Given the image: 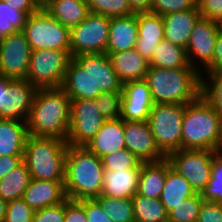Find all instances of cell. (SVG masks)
Segmentation results:
<instances>
[{
    "mask_svg": "<svg viewBox=\"0 0 222 222\" xmlns=\"http://www.w3.org/2000/svg\"><path fill=\"white\" fill-rule=\"evenodd\" d=\"M71 99L61 87L38 88L27 120L28 135L67 140Z\"/></svg>",
    "mask_w": 222,
    "mask_h": 222,
    "instance_id": "obj_1",
    "label": "cell"
},
{
    "mask_svg": "<svg viewBox=\"0 0 222 222\" xmlns=\"http://www.w3.org/2000/svg\"><path fill=\"white\" fill-rule=\"evenodd\" d=\"M202 74L195 67L166 69L149 66L145 80L154 104L186 105L202 95Z\"/></svg>",
    "mask_w": 222,
    "mask_h": 222,
    "instance_id": "obj_2",
    "label": "cell"
},
{
    "mask_svg": "<svg viewBox=\"0 0 222 222\" xmlns=\"http://www.w3.org/2000/svg\"><path fill=\"white\" fill-rule=\"evenodd\" d=\"M104 167L102 159L84 146L67 147L64 187L68 199H95L102 193Z\"/></svg>",
    "mask_w": 222,
    "mask_h": 222,
    "instance_id": "obj_3",
    "label": "cell"
},
{
    "mask_svg": "<svg viewBox=\"0 0 222 222\" xmlns=\"http://www.w3.org/2000/svg\"><path fill=\"white\" fill-rule=\"evenodd\" d=\"M222 118L201 95L186 104L182 122V149L214 151L220 137Z\"/></svg>",
    "mask_w": 222,
    "mask_h": 222,
    "instance_id": "obj_4",
    "label": "cell"
},
{
    "mask_svg": "<svg viewBox=\"0 0 222 222\" xmlns=\"http://www.w3.org/2000/svg\"><path fill=\"white\" fill-rule=\"evenodd\" d=\"M66 140L53 137H27L23 161L32 179L64 181Z\"/></svg>",
    "mask_w": 222,
    "mask_h": 222,
    "instance_id": "obj_5",
    "label": "cell"
},
{
    "mask_svg": "<svg viewBox=\"0 0 222 222\" xmlns=\"http://www.w3.org/2000/svg\"><path fill=\"white\" fill-rule=\"evenodd\" d=\"M185 105L154 104L148 123L160 151L167 157L182 149V122Z\"/></svg>",
    "mask_w": 222,
    "mask_h": 222,
    "instance_id": "obj_6",
    "label": "cell"
},
{
    "mask_svg": "<svg viewBox=\"0 0 222 222\" xmlns=\"http://www.w3.org/2000/svg\"><path fill=\"white\" fill-rule=\"evenodd\" d=\"M36 50H70V29L59 23L44 7L27 17L22 30Z\"/></svg>",
    "mask_w": 222,
    "mask_h": 222,
    "instance_id": "obj_7",
    "label": "cell"
},
{
    "mask_svg": "<svg viewBox=\"0 0 222 222\" xmlns=\"http://www.w3.org/2000/svg\"><path fill=\"white\" fill-rule=\"evenodd\" d=\"M71 59L70 50L32 51L26 79L37 88L61 87Z\"/></svg>",
    "mask_w": 222,
    "mask_h": 222,
    "instance_id": "obj_8",
    "label": "cell"
},
{
    "mask_svg": "<svg viewBox=\"0 0 222 222\" xmlns=\"http://www.w3.org/2000/svg\"><path fill=\"white\" fill-rule=\"evenodd\" d=\"M110 17L89 13L76 27L70 29V54L106 53Z\"/></svg>",
    "mask_w": 222,
    "mask_h": 222,
    "instance_id": "obj_9",
    "label": "cell"
},
{
    "mask_svg": "<svg viewBox=\"0 0 222 222\" xmlns=\"http://www.w3.org/2000/svg\"><path fill=\"white\" fill-rule=\"evenodd\" d=\"M214 151L180 149L166 158L171 167L183 176L196 193L204 190L211 176Z\"/></svg>",
    "mask_w": 222,
    "mask_h": 222,
    "instance_id": "obj_10",
    "label": "cell"
},
{
    "mask_svg": "<svg viewBox=\"0 0 222 222\" xmlns=\"http://www.w3.org/2000/svg\"><path fill=\"white\" fill-rule=\"evenodd\" d=\"M37 89L27 79L0 76V118L27 122Z\"/></svg>",
    "mask_w": 222,
    "mask_h": 222,
    "instance_id": "obj_11",
    "label": "cell"
},
{
    "mask_svg": "<svg viewBox=\"0 0 222 222\" xmlns=\"http://www.w3.org/2000/svg\"><path fill=\"white\" fill-rule=\"evenodd\" d=\"M105 121L94 99H71L67 144L85 146Z\"/></svg>",
    "mask_w": 222,
    "mask_h": 222,
    "instance_id": "obj_12",
    "label": "cell"
},
{
    "mask_svg": "<svg viewBox=\"0 0 222 222\" xmlns=\"http://www.w3.org/2000/svg\"><path fill=\"white\" fill-rule=\"evenodd\" d=\"M31 46L23 31H17L0 41V76L9 79H26Z\"/></svg>",
    "mask_w": 222,
    "mask_h": 222,
    "instance_id": "obj_13",
    "label": "cell"
},
{
    "mask_svg": "<svg viewBox=\"0 0 222 222\" xmlns=\"http://www.w3.org/2000/svg\"><path fill=\"white\" fill-rule=\"evenodd\" d=\"M61 88L70 99H95L102 93L91 77V54L77 55L71 59Z\"/></svg>",
    "mask_w": 222,
    "mask_h": 222,
    "instance_id": "obj_14",
    "label": "cell"
},
{
    "mask_svg": "<svg viewBox=\"0 0 222 222\" xmlns=\"http://www.w3.org/2000/svg\"><path fill=\"white\" fill-rule=\"evenodd\" d=\"M222 24L208 19L200 18L194 25L190 34V40L186 47L189 64L198 70L196 62L205 68L211 61L214 53V46ZM199 60L195 62V59Z\"/></svg>",
    "mask_w": 222,
    "mask_h": 222,
    "instance_id": "obj_15",
    "label": "cell"
},
{
    "mask_svg": "<svg viewBox=\"0 0 222 222\" xmlns=\"http://www.w3.org/2000/svg\"><path fill=\"white\" fill-rule=\"evenodd\" d=\"M124 136L126 149L141 162H156L166 156L160 151L148 121H125Z\"/></svg>",
    "mask_w": 222,
    "mask_h": 222,
    "instance_id": "obj_16",
    "label": "cell"
},
{
    "mask_svg": "<svg viewBox=\"0 0 222 222\" xmlns=\"http://www.w3.org/2000/svg\"><path fill=\"white\" fill-rule=\"evenodd\" d=\"M120 118L125 121H148L154 106L148 82L145 79L122 84Z\"/></svg>",
    "mask_w": 222,
    "mask_h": 222,
    "instance_id": "obj_17",
    "label": "cell"
},
{
    "mask_svg": "<svg viewBox=\"0 0 222 222\" xmlns=\"http://www.w3.org/2000/svg\"><path fill=\"white\" fill-rule=\"evenodd\" d=\"M22 199L34 211L60 204L67 199L64 181L31 179Z\"/></svg>",
    "mask_w": 222,
    "mask_h": 222,
    "instance_id": "obj_18",
    "label": "cell"
},
{
    "mask_svg": "<svg viewBox=\"0 0 222 222\" xmlns=\"http://www.w3.org/2000/svg\"><path fill=\"white\" fill-rule=\"evenodd\" d=\"M84 147L100 158L126 148L124 120L121 118L106 120L100 130Z\"/></svg>",
    "mask_w": 222,
    "mask_h": 222,
    "instance_id": "obj_19",
    "label": "cell"
},
{
    "mask_svg": "<svg viewBox=\"0 0 222 222\" xmlns=\"http://www.w3.org/2000/svg\"><path fill=\"white\" fill-rule=\"evenodd\" d=\"M138 39L135 49L150 61L158 44L164 39L163 17L153 13H137Z\"/></svg>",
    "mask_w": 222,
    "mask_h": 222,
    "instance_id": "obj_20",
    "label": "cell"
},
{
    "mask_svg": "<svg viewBox=\"0 0 222 222\" xmlns=\"http://www.w3.org/2000/svg\"><path fill=\"white\" fill-rule=\"evenodd\" d=\"M137 39V14L110 18L106 53L135 49Z\"/></svg>",
    "mask_w": 222,
    "mask_h": 222,
    "instance_id": "obj_21",
    "label": "cell"
},
{
    "mask_svg": "<svg viewBox=\"0 0 222 222\" xmlns=\"http://www.w3.org/2000/svg\"><path fill=\"white\" fill-rule=\"evenodd\" d=\"M162 17L164 22V38L186 49L191 31L201 18L198 8L174 12Z\"/></svg>",
    "mask_w": 222,
    "mask_h": 222,
    "instance_id": "obj_22",
    "label": "cell"
},
{
    "mask_svg": "<svg viewBox=\"0 0 222 222\" xmlns=\"http://www.w3.org/2000/svg\"><path fill=\"white\" fill-rule=\"evenodd\" d=\"M106 54L122 84L145 79L149 61L142 57L136 49Z\"/></svg>",
    "mask_w": 222,
    "mask_h": 222,
    "instance_id": "obj_23",
    "label": "cell"
},
{
    "mask_svg": "<svg viewBox=\"0 0 222 222\" xmlns=\"http://www.w3.org/2000/svg\"><path fill=\"white\" fill-rule=\"evenodd\" d=\"M140 172L141 169L104 170L101 195L116 199L132 198L137 192Z\"/></svg>",
    "mask_w": 222,
    "mask_h": 222,
    "instance_id": "obj_24",
    "label": "cell"
},
{
    "mask_svg": "<svg viewBox=\"0 0 222 222\" xmlns=\"http://www.w3.org/2000/svg\"><path fill=\"white\" fill-rule=\"evenodd\" d=\"M168 171L167 158L156 162H143L136 194L150 199H160Z\"/></svg>",
    "mask_w": 222,
    "mask_h": 222,
    "instance_id": "obj_25",
    "label": "cell"
},
{
    "mask_svg": "<svg viewBox=\"0 0 222 222\" xmlns=\"http://www.w3.org/2000/svg\"><path fill=\"white\" fill-rule=\"evenodd\" d=\"M28 136L26 121L0 118V157L24 156Z\"/></svg>",
    "mask_w": 222,
    "mask_h": 222,
    "instance_id": "obj_26",
    "label": "cell"
},
{
    "mask_svg": "<svg viewBox=\"0 0 222 222\" xmlns=\"http://www.w3.org/2000/svg\"><path fill=\"white\" fill-rule=\"evenodd\" d=\"M43 7L69 29L76 27L90 13L87 0H50Z\"/></svg>",
    "mask_w": 222,
    "mask_h": 222,
    "instance_id": "obj_27",
    "label": "cell"
},
{
    "mask_svg": "<svg viewBox=\"0 0 222 222\" xmlns=\"http://www.w3.org/2000/svg\"><path fill=\"white\" fill-rule=\"evenodd\" d=\"M195 193L190 183L176 172L169 162V171L167 172L164 188L160 196V201L166 208V211H171Z\"/></svg>",
    "mask_w": 222,
    "mask_h": 222,
    "instance_id": "obj_28",
    "label": "cell"
},
{
    "mask_svg": "<svg viewBox=\"0 0 222 222\" xmlns=\"http://www.w3.org/2000/svg\"><path fill=\"white\" fill-rule=\"evenodd\" d=\"M91 77L101 92L122 91V83L106 53L91 54Z\"/></svg>",
    "mask_w": 222,
    "mask_h": 222,
    "instance_id": "obj_29",
    "label": "cell"
},
{
    "mask_svg": "<svg viewBox=\"0 0 222 222\" xmlns=\"http://www.w3.org/2000/svg\"><path fill=\"white\" fill-rule=\"evenodd\" d=\"M149 66L166 69L193 67L189 64L185 48L173 44L165 38L154 50Z\"/></svg>",
    "mask_w": 222,
    "mask_h": 222,
    "instance_id": "obj_30",
    "label": "cell"
},
{
    "mask_svg": "<svg viewBox=\"0 0 222 222\" xmlns=\"http://www.w3.org/2000/svg\"><path fill=\"white\" fill-rule=\"evenodd\" d=\"M31 179L30 171L23 161L0 179V197L7 203L21 199Z\"/></svg>",
    "mask_w": 222,
    "mask_h": 222,
    "instance_id": "obj_31",
    "label": "cell"
},
{
    "mask_svg": "<svg viewBox=\"0 0 222 222\" xmlns=\"http://www.w3.org/2000/svg\"><path fill=\"white\" fill-rule=\"evenodd\" d=\"M135 222H167L168 212L160 199L135 194L132 198Z\"/></svg>",
    "mask_w": 222,
    "mask_h": 222,
    "instance_id": "obj_32",
    "label": "cell"
},
{
    "mask_svg": "<svg viewBox=\"0 0 222 222\" xmlns=\"http://www.w3.org/2000/svg\"><path fill=\"white\" fill-rule=\"evenodd\" d=\"M95 200L113 222H135L132 199H116L100 195Z\"/></svg>",
    "mask_w": 222,
    "mask_h": 222,
    "instance_id": "obj_33",
    "label": "cell"
},
{
    "mask_svg": "<svg viewBox=\"0 0 222 222\" xmlns=\"http://www.w3.org/2000/svg\"><path fill=\"white\" fill-rule=\"evenodd\" d=\"M28 15L0 0V41L17 31H22Z\"/></svg>",
    "mask_w": 222,
    "mask_h": 222,
    "instance_id": "obj_34",
    "label": "cell"
},
{
    "mask_svg": "<svg viewBox=\"0 0 222 222\" xmlns=\"http://www.w3.org/2000/svg\"><path fill=\"white\" fill-rule=\"evenodd\" d=\"M200 193H195L168 212L169 222H197L203 203Z\"/></svg>",
    "mask_w": 222,
    "mask_h": 222,
    "instance_id": "obj_35",
    "label": "cell"
},
{
    "mask_svg": "<svg viewBox=\"0 0 222 222\" xmlns=\"http://www.w3.org/2000/svg\"><path fill=\"white\" fill-rule=\"evenodd\" d=\"M202 199L208 202L222 203V153L214 151L211 176L201 192Z\"/></svg>",
    "mask_w": 222,
    "mask_h": 222,
    "instance_id": "obj_36",
    "label": "cell"
},
{
    "mask_svg": "<svg viewBox=\"0 0 222 222\" xmlns=\"http://www.w3.org/2000/svg\"><path fill=\"white\" fill-rule=\"evenodd\" d=\"M206 74L207 80L202 77V95L222 118V70Z\"/></svg>",
    "mask_w": 222,
    "mask_h": 222,
    "instance_id": "obj_37",
    "label": "cell"
},
{
    "mask_svg": "<svg viewBox=\"0 0 222 222\" xmlns=\"http://www.w3.org/2000/svg\"><path fill=\"white\" fill-rule=\"evenodd\" d=\"M90 13L106 17H120L135 14L129 5V0H87Z\"/></svg>",
    "mask_w": 222,
    "mask_h": 222,
    "instance_id": "obj_38",
    "label": "cell"
},
{
    "mask_svg": "<svg viewBox=\"0 0 222 222\" xmlns=\"http://www.w3.org/2000/svg\"><path fill=\"white\" fill-rule=\"evenodd\" d=\"M101 159L106 171L141 169L143 163L126 148L107 154Z\"/></svg>",
    "mask_w": 222,
    "mask_h": 222,
    "instance_id": "obj_39",
    "label": "cell"
},
{
    "mask_svg": "<svg viewBox=\"0 0 222 222\" xmlns=\"http://www.w3.org/2000/svg\"><path fill=\"white\" fill-rule=\"evenodd\" d=\"M122 91L103 92L94 100L99 112L106 120L118 119L121 116Z\"/></svg>",
    "mask_w": 222,
    "mask_h": 222,
    "instance_id": "obj_40",
    "label": "cell"
},
{
    "mask_svg": "<svg viewBox=\"0 0 222 222\" xmlns=\"http://www.w3.org/2000/svg\"><path fill=\"white\" fill-rule=\"evenodd\" d=\"M197 7V0H152L151 13L164 16Z\"/></svg>",
    "mask_w": 222,
    "mask_h": 222,
    "instance_id": "obj_41",
    "label": "cell"
},
{
    "mask_svg": "<svg viewBox=\"0 0 222 222\" xmlns=\"http://www.w3.org/2000/svg\"><path fill=\"white\" fill-rule=\"evenodd\" d=\"M34 210L21 198L7 203L4 222H32Z\"/></svg>",
    "mask_w": 222,
    "mask_h": 222,
    "instance_id": "obj_42",
    "label": "cell"
},
{
    "mask_svg": "<svg viewBox=\"0 0 222 222\" xmlns=\"http://www.w3.org/2000/svg\"><path fill=\"white\" fill-rule=\"evenodd\" d=\"M65 201L34 212L32 222H64Z\"/></svg>",
    "mask_w": 222,
    "mask_h": 222,
    "instance_id": "obj_43",
    "label": "cell"
},
{
    "mask_svg": "<svg viewBox=\"0 0 222 222\" xmlns=\"http://www.w3.org/2000/svg\"><path fill=\"white\" fill-rule=\"evenodd\" d=\"M202 18L222 24V0H197Z\"/></svg>",
    "mask_w": 222,
    "mask_h": 222,
    "instance_id": "obj_44",
    "label": "cell"
},
{
    "mask_svg": "<svg viewBox=\"0 0 222 222\" xmlns=\"http://www.w3.org/2000/svg\"><path fill=\"white\" fill-rule=\"evenodd\" d=\"M78 202L85 208L88 222H113L95 199H84Z\"/></svg>",
    "mask_w": 222,
    "mask_h": 222,
    "instance_id": "obj_45",
    "label": "cell"
},
{
    "mask_svg": "<svg viewBox=\"0 0 222 222\" xmlns=\"http://www.w3.org/2000/svg\"><path fill=\"white\" fill-rule=\"evenodd\" d=\"M197 222H222V203L203 201Z\"/></svg>",
    "mask_w": 222,
    "mask_h": 222,
    "instance_id": "obj_46",
    "label": "cell"
},
{
    "mask_svg": "<svg viewBox=\"0 0 222 222\" xmlns=\"http://www.w3.org/2000/svg\"><path fill=\"white\" fill-rule=\"evenodd\" d=\"M64 222H88L85 208L78 201L67 198L65 200Z\"/></svg>",
    "mask_w": 222,
    "mask_h": 222,
    "instance_id": "obj_47",
    "label": "cell"
},
{
    "mask_svg": "<svg viewBox=\"0 0 222 222\" xmlns=\"http://www.w3.org/2000/svg\"><path fill=\"white\" fill-rule=\"evenodd\" d=\"M204 69L205 73L222 70V25L220 26L219 34L215 42L212 61Z\"/></svg>",
    "mask_w": 222,
    "mask_h": 222,
    "instance_id": "obj_48",
    "label": "cell"
},
{
    "mask_svg": "<svg viewBox=\"0 0 222 222\" xmlns=\"http://www.w3.org/2000/svg\"><path fill=\"white\" fill-rule=\"evenodd\" d=\"M12 8L25 12L28 16L37 12L41 6L36 0H2Z\"/></svg>",
    "mask_w": 222,
    "mask_h": 222,
    "instance_id": "obj_49",
    "label": "cell"
},
{
    "mask_svg": "<svg viewBox=\"0 0 222 222\" xmlns=\"http://www.w3.org/2000/svg\"><path fill=\"white\" fill-rule=\"evenodd\" d=\"M23 162V156L0 157V179Z\"/></svg>",
    "mask_w": 222,
    "mask_h": 222,
    "instance_id": "obj_50",
    "label": "cell"
},
{
    "mask_svg": "<svg viewBox=\"0 0 222 222\" xmlns=\"http://www.w3.org/2000/svg\"><path fill=\"white\" fill-rule=\"evenodd\" d=\"M129 5L135 14L151 13L152 0H129Z\"/></svg>",
    "mask_w": 222,
    "mask_h": 222,
    "instance_id": "obj_51",
    "label": "cell"
},
{
    "mask_svg": "<svg viewBox=\"0 0 222 222\" xmlns=\"http://www.w3.org/2000/svg\"><path fill=\"white\" fill-rule=\"evenodd\" d=\"M7 202L0 197V222H4L6 216Z\"/></svg>",
    "mask_w": 222,
    "mask_h": 222,
    "instance_id": "obj_52",
    "label": "cell"
},
{
    "mask_svg": "<svg viewBox=\"0 0 222 222\" xmlns=\"http://www.w3.org/2000/svg\"><path fill=\"white\" fill-rule=\"evenodd\" d=\"M214 151L222 153V123H221V126H220L219 142H218V144H217V146H216Z\"/></svg>",
    "mask_w": 222,
    "mask_h": 222,
    "instance_id": "obj_53",
    "label": "cell"
},
{
    "mask_svg": "<svg viewBox=\"0 0 222 222\" xmlns=\"http://www.w3.org/2000/svg\"><path fill=\"white\" fill-rule=\"evenodd\" d=\"M41 7H43L44 5H46L50 0H36Z\"/></svg>",
    "mask_w": 222,
    "mask_h": 222,
    "instance_id": "obj_54",
    "label": "cell"
}]
</instances>
